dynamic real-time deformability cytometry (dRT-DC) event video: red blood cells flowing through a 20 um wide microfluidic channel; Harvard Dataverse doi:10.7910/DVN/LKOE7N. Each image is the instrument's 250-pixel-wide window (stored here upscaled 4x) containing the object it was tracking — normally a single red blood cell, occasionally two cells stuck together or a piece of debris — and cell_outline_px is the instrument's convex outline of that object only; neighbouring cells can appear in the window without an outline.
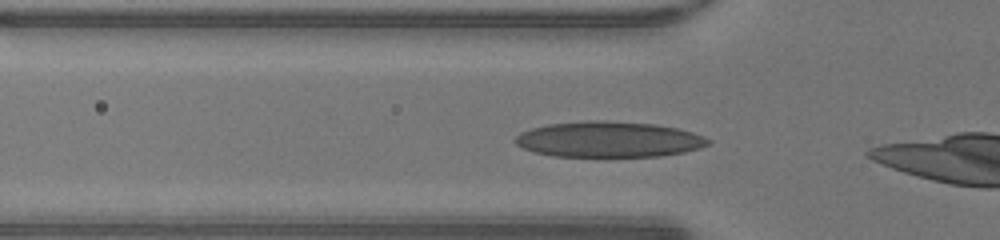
{"species": "human", "species_latin": "Homo sapiens", "temperature_condition": "warm", "stored_images_in_passage": 25, "camera_frame_rate_fps": 3000, "um_per_image_px": 0.085, "donor": {"sex": "male"}, "frame": {"image": 1, "passage_image": 2, "time_ms": 0.333, "image_size_px": [1000, 240], "cell_outline_px": [[712, 140], [708, 144], [700, 148], [684, 152], [660, 156], [556, 156], [532, 152], [516, 144], [516, 136], [520, 132], [532, 128], [548, 124], [588, 120], [604, 120], [656, 124], [676, 128], [692, 132], [704, 136]], "centroid_in_image_um": [51.75, 11.84], "position_along_channel_um": 74.0, "area_um2": 40.11}}
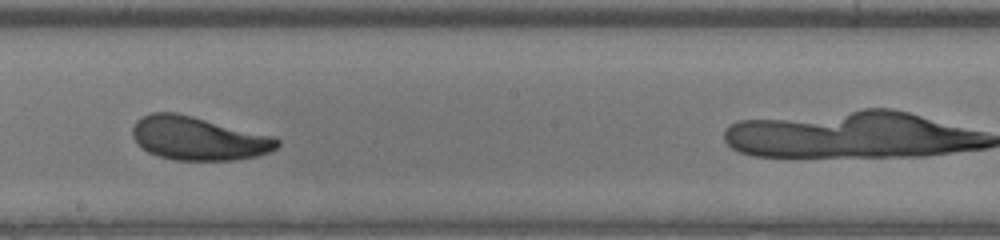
{"frame": {"image": 2, "passage_image": 13, "time_ms": 4.0, "image_size_px": [1000, 240], "cell_outline_px": [[280, 144], [276, 148], [268, 152], [256, 156], [232, 160], [176, 160], [160, 156], [148, 152], [132, 136], [132, 128], [136, 120], [152, 112], [176, 112], [276, 136], [280, 140]], "centroid_in_image_um": [16.89, 11.75], "position_along_channel_um": 231.3, "area_um2": 36.65}}
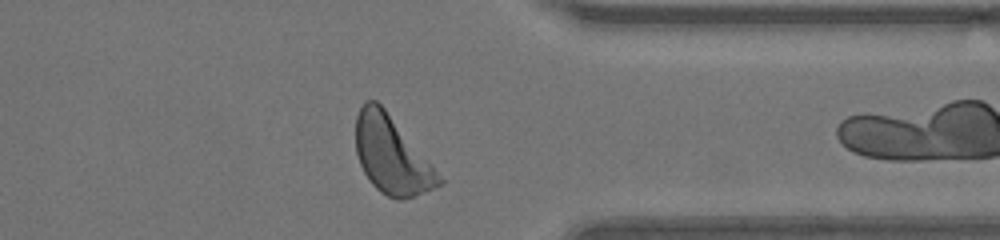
{"frame": {"image": 3, "passage_image": 24, "time_ms": 7.667, "image_size_px": [1000, 240], "cell_outline_px": [[444, 184], [412, 196], [400, 200], [396, 200], [380, 192], [372, 184], [364, 172], [360, 164], [356, 152], [356, 116], [360, 108], [368, 100], [376, 100], [384, 108], [432, 164], [444, 180]], "centroid_in_image_um": [33.29, 13.21], "position_along_channel_um": 378.1, "area_um2": 36.99}}